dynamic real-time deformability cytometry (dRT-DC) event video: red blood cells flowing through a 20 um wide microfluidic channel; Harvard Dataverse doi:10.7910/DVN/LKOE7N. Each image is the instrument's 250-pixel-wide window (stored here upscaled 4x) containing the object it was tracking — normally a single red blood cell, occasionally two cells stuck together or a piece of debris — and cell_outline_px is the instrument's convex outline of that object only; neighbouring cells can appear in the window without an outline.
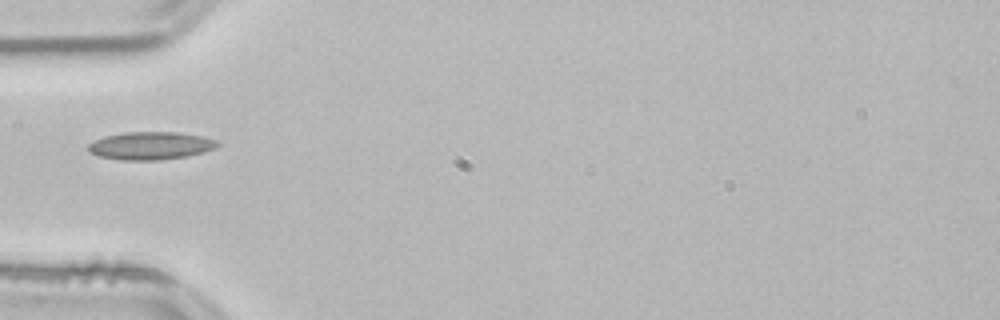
{"species": "common noctule bat (a hibernating species)", "species_latin": "Nyctalus noctula", "temperature_condition": "room temperature", "stored_images_in_passage": 6, "camera_frame_rate_fps": 3000, "um_per_image_px": 0.085, "animal": {"sex": "male", "body_mass_g": 21.5, "forearm_length_mm": 52.0}, "frame": {"image": 1, "passage_image": 1, "time_ms": 0.0, "image_size_px": [1000, 320], "cell_outline_px": [[220, 144], [216, 148], [204, 152], [188, 156], [160, 160], [120, 160], [100, 156], [88, 152], [88, 144], [104, 136], [124, 132], [176, 132], [200, 136], [216, 140]], "centroid_in_image_um": [12.8, 12.39], "position_along_channel_um": 72.2, "area_um2": 20.98}}